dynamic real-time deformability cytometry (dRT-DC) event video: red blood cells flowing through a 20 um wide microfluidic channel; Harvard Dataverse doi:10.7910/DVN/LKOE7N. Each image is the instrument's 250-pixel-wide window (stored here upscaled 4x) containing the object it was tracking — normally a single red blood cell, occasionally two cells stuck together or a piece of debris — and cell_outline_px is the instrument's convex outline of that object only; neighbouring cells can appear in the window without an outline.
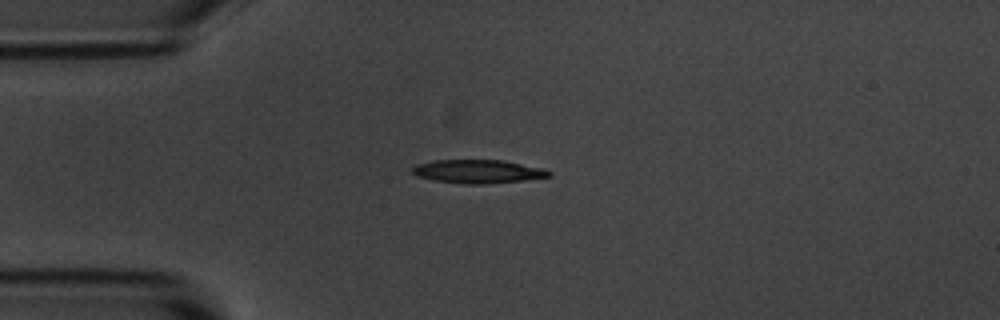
{"species": "common noctule bat (a hibernating species)", "species_latin": "Nyctalus noctula", "temperature_condition": "room temperature", "stored_images_in_passage": 3, "camera_frame_rate_fps": 3000, "um_per_image_px": 0.085, "animal": {"sex": "male", "body_mass_g": 20.1, "forearm_length_mm": 53.5}, "frame": {"image": 1, "passage_image": 3, "time_ms": 2.333, "image_size_px": [1000, 320], "cell_outline_px": [[552, 176], [520, 180], [484, 184], [468, 184], [436, 180], [416, 176], [408, 168], [416, 164], [436, 160], [504, 160], [544, 168], [552, 172]], "centroid_in_image_um": [40.61, 14.56], "position_along_channel_um": 44.4, "area_um2": 18.67}}